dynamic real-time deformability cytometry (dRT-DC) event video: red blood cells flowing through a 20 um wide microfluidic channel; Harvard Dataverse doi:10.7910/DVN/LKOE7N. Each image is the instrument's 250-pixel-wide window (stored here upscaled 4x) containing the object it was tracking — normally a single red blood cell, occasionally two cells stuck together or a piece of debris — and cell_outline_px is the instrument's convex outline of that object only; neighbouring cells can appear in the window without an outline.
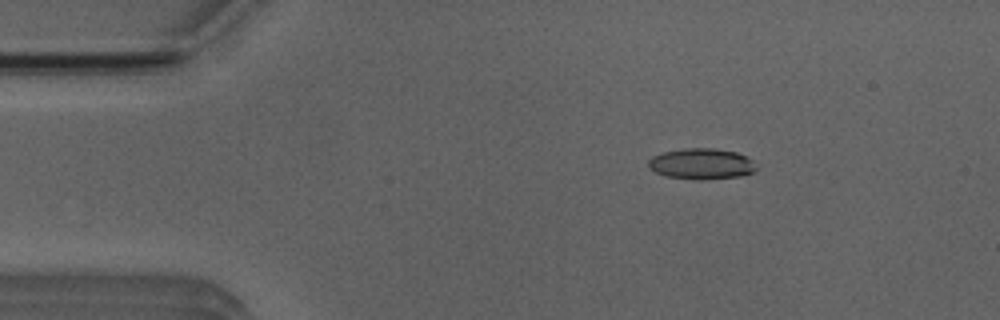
{"species": "Egyptian fruit bat (a non-hibernating species)", "species_latin": "Rousettus aegyptiacus", "temperature_condition": "room temperature", "stored_images_in_passage": 4, "camera_frame_rate_fps": 3000, "um_per_image_px": 0.085, "animal": {"sex": "male"}, "frame": {"image": 1, "passage_image": 2, "time_ms": 1.0, "image_size_px": [1000, 320], "cell_outline_px": [[756, 168], [752, 172], [740, 176], [700, 180], [696, 180], [664, 176], [648, 168], [648, 160], [652, 156], [664, 152], [684, 148], [712, 148], [736, 152], [752, 160]], "centroid_in_image_um": [59.57, 13.93], "position_along_channel_um": 25.4, "area_um2": 19.36}}